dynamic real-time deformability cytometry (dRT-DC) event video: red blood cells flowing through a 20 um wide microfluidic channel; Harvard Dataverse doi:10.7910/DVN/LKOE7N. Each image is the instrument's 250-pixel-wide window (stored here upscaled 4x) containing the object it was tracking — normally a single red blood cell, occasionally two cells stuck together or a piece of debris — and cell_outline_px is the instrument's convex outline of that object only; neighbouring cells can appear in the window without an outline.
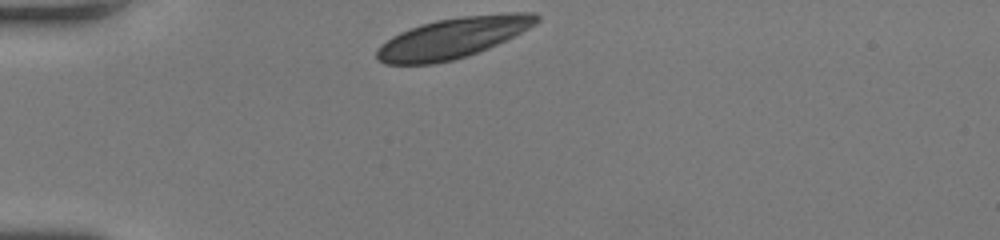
{"species": "human", "species_latin": "Homo sapiens", "temperature_condition": "room temperature", "stored_images_in_passage": 30, "camera_frame_rate_fps": 3000, "um_per_image_px": 0.085, "donor": {"sex": "female"}, "frame": {"image": 1, "passage_image": 1, "time_ms": 0.0, "image_size_px": [1000, 240], "cell_outline_px": [[540, 20], [536, 24], [488, 48], [452, 60], [436, 64], [384, 64], [376, 60], [376, 52], [380, 44], [392, 36], [400, 32], [420, 24], [436, 20], [464, 16], [508, 12], [536, 12], [540, 16]], "centroid_in_image_um": [38.47, 3.21], "position_along_channel_um": 46.5, "area_um2": 37.63}}
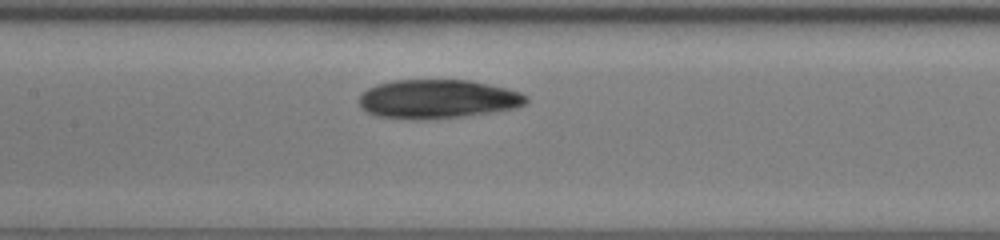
{"frame": {"image": 2, "passage_image": 12, "time_ms": 3.667, "image_size_px": [1000, 240], "cell_outline_px": [[528, 100], [524, 104], [516, 108], [496, 112], [464, 116], [420, 120], [376, 116], [364, 112], [360, 108], [360, 96], [368, 88], [376, 84], [392, 80], [468, 80], [488, 84], [520, 92], [528, 96]], "centroid_in_image_um": [37.18, 8.43], "position_along_channel_um": 170.2, "area_um2": 38.09}}
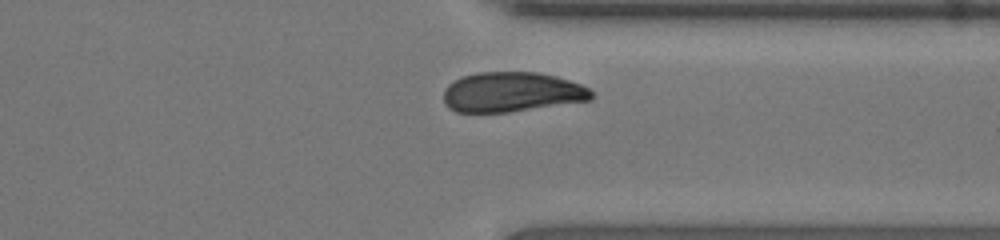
{"frame": {"image": 3, "passage_image": 26, "time_ms": 8.333, "image_size_px": [1000, 240], "cell_outline_px": [[592, 100], [508, 112], [456, 112], [448, 108], [444, 104], [444, 92], [448, 84], [460, 76], [476, 72], [540, 72], [556, 76], [580, 84], [588, 88], [592, 92]], "centroid_in_image_um": [43.47, 7.82], "position_along_channel_um": 367.9, "area_um2": 34.51}, "authors_computed_cell_mechanics": {"area_um2": 36.9053, "velocity_mm_per_s": 4.2188, "shape_relaxation_time_tau1_ms": 2.3718, "shape_relaxation_time_tau2_ms": null, "deformation_change_tau1": 0.078, "deformation_change_tau2": null}}